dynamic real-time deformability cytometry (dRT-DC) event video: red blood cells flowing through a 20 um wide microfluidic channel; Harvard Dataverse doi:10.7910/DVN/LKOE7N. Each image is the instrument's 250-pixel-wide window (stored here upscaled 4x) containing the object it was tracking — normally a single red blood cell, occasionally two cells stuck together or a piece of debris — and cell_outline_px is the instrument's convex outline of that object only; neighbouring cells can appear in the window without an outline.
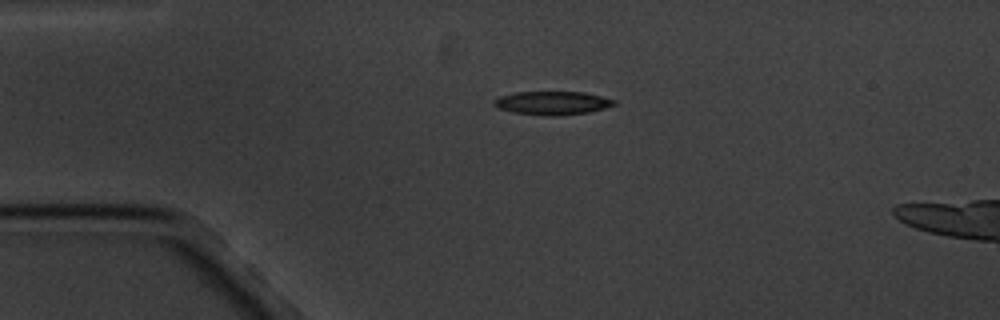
{"species": "common noctule bat (a hibernating species)", "species_latin": "Nyctalus noctula", "temperature_condition": "cold", "stored_images_in_passage": 4, "camera_frame_rate_fps": 3000, "um_per_image_px": 0.085, "animal": {"sex": "male", "body_mass_g": 20.1, "forearm_length_mm": 53.5}, "frame": {"image": 1, "passage_image": 1, "time_ms": 0.0, "image_size_px": [1000, 320], "cell_outline_px": [[616, 104], [604, 108], [588, 112], [560, 116], [548, 116], [512, 112], [500, 108], [492, 104], [492, 100], [500, 96], [516, 92], [584, 92], [616, 100]], "centroid_in_image_um": [46.93, 8.75], "position_along_channel_um": 38.1, "area_um2": 16.42}}
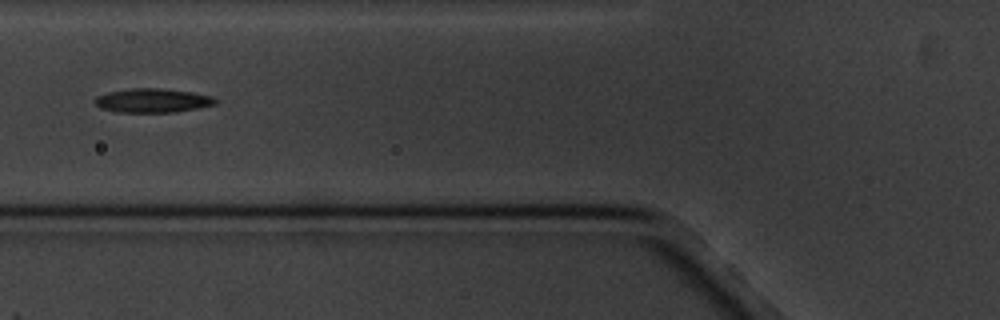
{"frame": {"image": 2, "passage_image": 3, "time_ms": 3.0, "image_size_px": [1000, 320], "cell_outline_px": [[216, 104], [176, 112], [116, 112], [100, 108], [92, 100], [96, 96], [108, 92], [128, 88], [160, 88], [192, 92], [212, 96], [216, 100]], "centroid_in_image_um": [12.92, 8.54], "position_along_channel_um": 112.9, "area_um2": 16.94}}
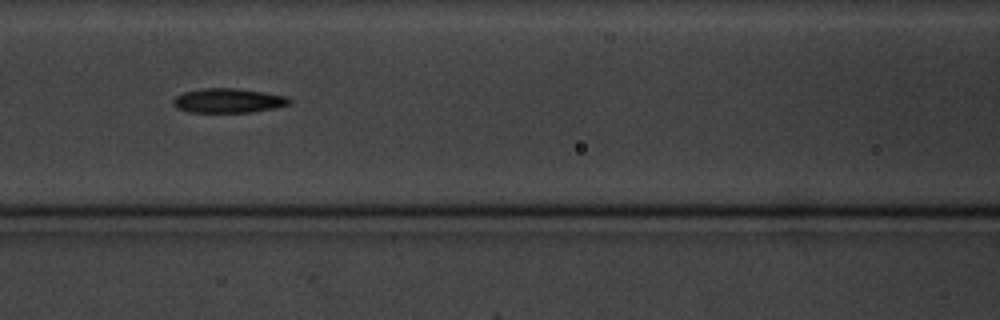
{"frame": {"image": 3, "passage_image": 4, "time_ms": 4.0, "image_size_px": [1000, 320], "cell_outline_px": [[292, 100], [288, 104], [272, 108], [252, 112], [188, 112], [176, 108], [172, 104], [172, 100], [176, 96], [184, 92], [204, 88], [236, 88], [264, 92], [284, 96]], "centroid_in_image_um": [19.34, 8.55], "position_along_channel_um": 147.3, "area_um2": 16.42}}